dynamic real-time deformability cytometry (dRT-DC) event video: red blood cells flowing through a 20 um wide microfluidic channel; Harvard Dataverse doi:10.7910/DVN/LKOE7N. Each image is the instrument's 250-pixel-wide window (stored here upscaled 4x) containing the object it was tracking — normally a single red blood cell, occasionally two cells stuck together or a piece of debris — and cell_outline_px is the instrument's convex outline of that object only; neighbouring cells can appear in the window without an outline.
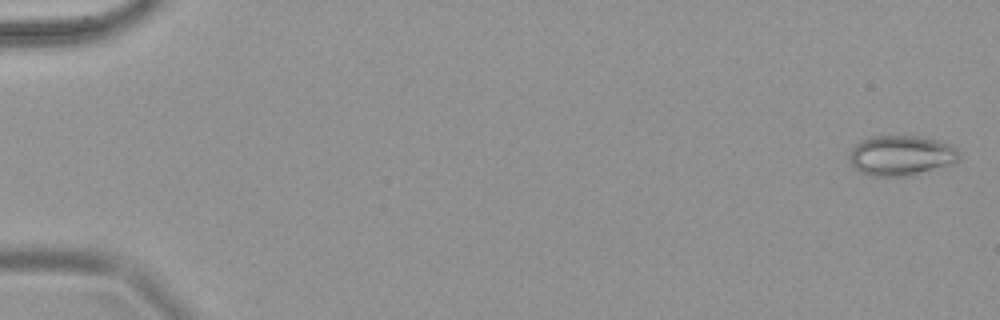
{"species": "common noctule bat (a hibernating species)", "species_latin": "Nyctalus noctula", "temperature_condition": "warm", "stored_images_in_passage": 70, "camera_frame_rate_fps": 3000, "um_per_image_px": 0.085, "animal": {"sex": "female", "body_mass_g": 18.4}, "frame": {"image": 1, "passage_image": 2, "time_ms": 0.333, "image_size_px": [1000, 320], "cell_outline_px": [[960, 156], [956, 164], [916, 176], [868, 176], [860, 172], [848, 160], [848, 156], [852, 148], [860, 140], [868, 136], [920, 136], [936, 140], [948, 144], [956, 148], [960, 152]], "centroid_in_image_um": [76.63, 13.24], "position_along_channel_um": 8.4, "area_um2": 26.41}}
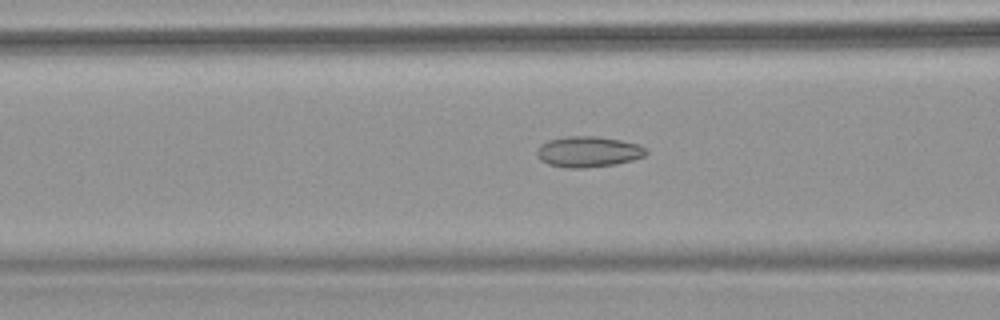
{"frame": {"image": 2, "passage_image": 30, "time_ms": 9.667, "image_size_px": [1000, 320], "cell_outline_px": [[648, 152], [644, 156], [632, 160], [616, 164], [584, 168], [568, 168], [548, 164], [540, 160], [536, 156], [536, 152], [540, 144], [548, 140], [568, 136], [600, 136], [640, 144], [648, 148]], "centroid_in_image_um": [50.01, 12.89], "position_along_channel_um": 116.6, "area_um2": 19.83}}
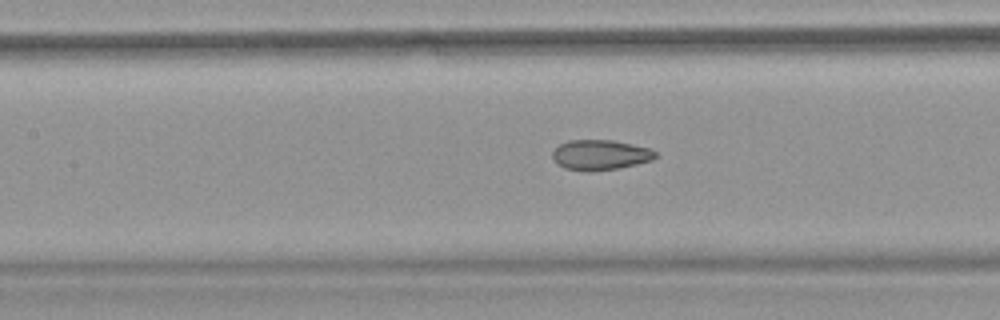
{"frame": {"image": 3, "passage_image": 34, "time_ms": 11.0, "image_size_px": [1000, 320], "cell_outline_px": [[656, 156], [652, 160], [620, 168], [592, 172], [588, 172], [564, 168], [556, 164], [552, 160], [552, 152], [560, 144], [568, 140], [612, 140], [632, 144], [648, 148], [656, 152]], "centroid_in_image_um": [50.97, 13.18], "position_along_channel_um": 156.4, "area_um2": 18.26}}